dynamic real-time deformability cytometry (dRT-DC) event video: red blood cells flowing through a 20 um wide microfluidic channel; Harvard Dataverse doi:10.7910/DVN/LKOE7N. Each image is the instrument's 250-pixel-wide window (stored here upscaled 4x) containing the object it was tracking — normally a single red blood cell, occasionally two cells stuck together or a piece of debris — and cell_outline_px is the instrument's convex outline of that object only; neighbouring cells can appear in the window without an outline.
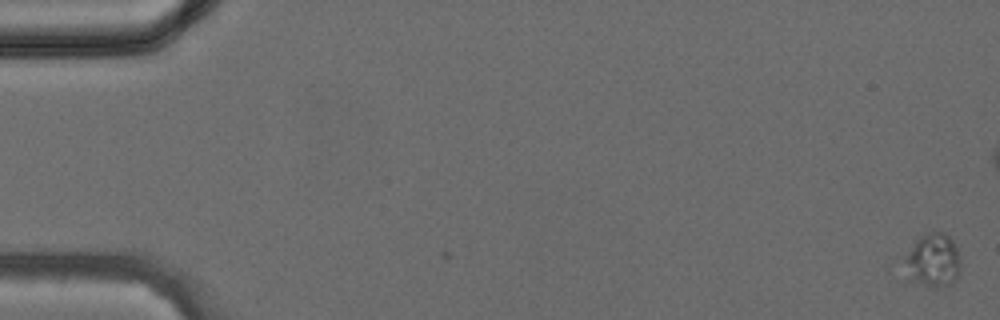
{"species": "common noctule bat (a hibernating species)", "species_latin": "Nyctalus noctula", "temperature_condition": "cold", "stored_images_in_passage": 35, "camera_frame_rate_fps": 3000, "um_per_image_px": 0.085, "animal": {"sex": "female", "body_mass_g": 24.6, "forearm_length_mm": 56.2}, "frame": {"image": 1, "passage_image": 1, "time_ms": 0.0, "image_size_px": [1000, 320], "cell_outline_px": [[960, 272], [948, 284], [936, 288], [924, 284], [916, 280], [904, 260], [916, 240], [924, 232], [944, 232], [952, 240], [956, 248], [960, 260]], "centroid_in_image_um": [79.37, 22.06], "position_along_channel_um": 5.6, "area_um2": 16.53}}
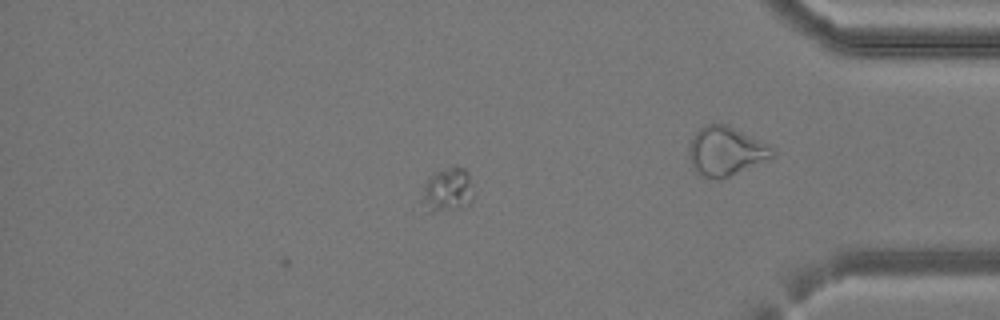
{"frame": {"image": 2, "passage_image": 35, "time_ms": 11.333, "image_size_px": [1000, 320], "cell_outline_px": [[472, 204], [456, 208], [432, 212], [424, 212], [420, 200], [424, 184], [428, 176], [432, 172], [456, 164], [464, 168], [468, 172], [472, 196]], "centroid_in_image_um": [37.96, 16.12], "position_along_channel_um": 397.2, "area_um2": 13.7}}